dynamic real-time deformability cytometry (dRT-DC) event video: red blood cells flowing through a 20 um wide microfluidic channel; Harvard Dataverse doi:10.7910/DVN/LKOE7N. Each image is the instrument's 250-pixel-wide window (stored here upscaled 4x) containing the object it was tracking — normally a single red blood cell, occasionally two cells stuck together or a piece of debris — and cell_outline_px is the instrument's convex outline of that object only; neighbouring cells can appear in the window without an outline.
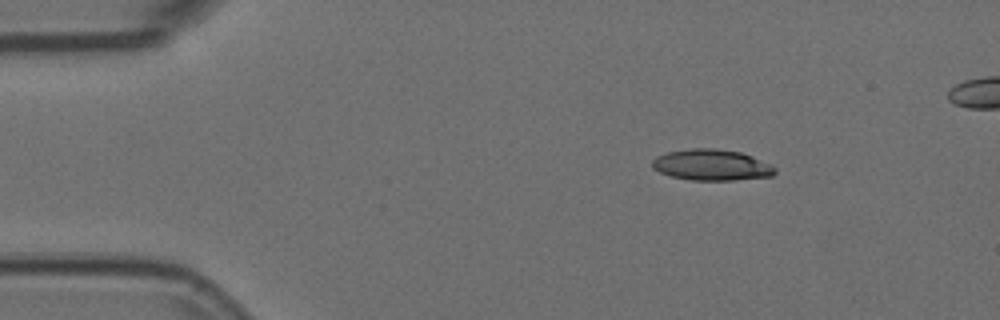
{"species": "Egyptian fruit bat (a non-hibernating species)", "species_latin": "Rousettus aegyptiacus", "temperature_condition": "room temperature", "stored_images_in_passage": 53, "camera_frame_rate_fps": 3000, "um_per_image_px": 0.085, "animal": {"sex": "female"}, "frame": {"image": 1, "passage_image": 8, "time_ms": 2.333, "image_size_px": [1000, 320], "cell_outline_px": [[776, 172], [772, 176], [736, 180], [692, 180], [672, 176], [660, 172], [652, 168], [652, 160], [656, 156], [668, 152], [688, 148], [716, 148], [740, 152], [752, 156], [776, 168]], "centroid_in_image_um": [60.47, 14.01], "position_along_channel_um": 24.5, "area_um2": 22.2}}
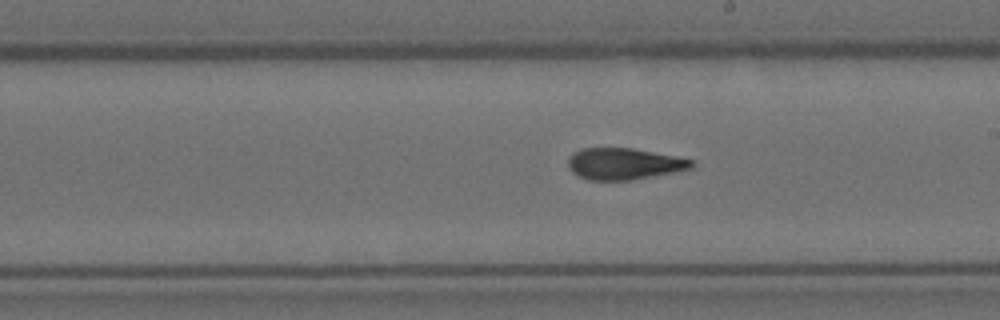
{"frame": {"image": 2, "passage_image": 31, "time_ms": 10.0, "image_size_px": [1000, 320], "cell_outline_px": [[696, 164], [692, 168], [676, 172], [632, 180], [588, 180], [572, 172], [568, 168], [568, 156], [572, 152], [580, 148], [632, 148], [676, 156], [692, 160]], "centroid_in_image_um": [53.03, 13.92], "position_along_channel_um": 236.0, "area_um2": 22.89}}
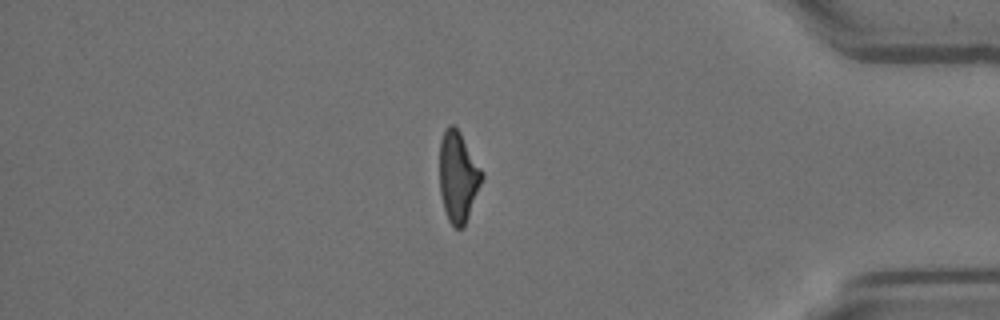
{"frame": {"image": 3, "passage_image": 47, "time_ms": 15.333, "image_size_px": [1000, 320], "cell_outline_px": [[484, 176], [464, 228], [456, 228], [448, 220], [444, 208], [440, 192], [440, 140], [448, 124], [452, 124], [460, 132], [484, 172]], "centroid_in_image_um": [38.95, 15.02], "position_along_channel_um": 396.3, "area_um2": 22.31}, "authors_computed_cell_mechanics": {"area_um2": 22.7732, "velocity_mm_per_s": 3.6416, "shape_relaxation_time_tau1_ms": null, "shape_relaxation_time_tau2_ms": 3.0739, "deformation_change_tau1": null, "deformation_change_tau2": 0.1214}}